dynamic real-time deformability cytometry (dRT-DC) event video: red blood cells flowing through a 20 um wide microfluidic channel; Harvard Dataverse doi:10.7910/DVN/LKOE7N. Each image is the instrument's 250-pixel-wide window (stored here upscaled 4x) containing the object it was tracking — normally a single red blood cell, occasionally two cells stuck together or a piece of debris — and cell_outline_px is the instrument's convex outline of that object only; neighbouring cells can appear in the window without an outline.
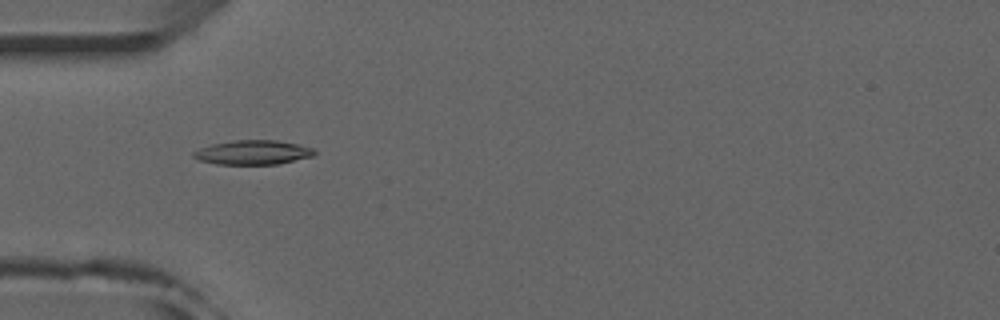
{"species": "common noctule bat (a hibernating species)", "species_latin": "Nyctalus noctula", "temperature_condition": "room temperature", "stored_images_in_passage": 51, "camera_frame_rate_fps": 3000, "um_per_image_px": 0.085, "animal": {"sex": "male", "forearm_length_mm": 52.5}, "frame": {"image": 1, "passage_image": 16, "time_ms": 5.0, "image_size_px": [1000, 320], "cell_outline_px": [[316, 152], [312, 156], [280, 164], [216, 164], [200, 160], [192, 156], [192, 152], [200, 148], [212, 144], [232, 140], [276, 140], [296, 144], [312, 148]], "centroid_in_image_um": [21.47, 12.95], "position_along_channel_um": 63.5, "area_um2": 17.05}}
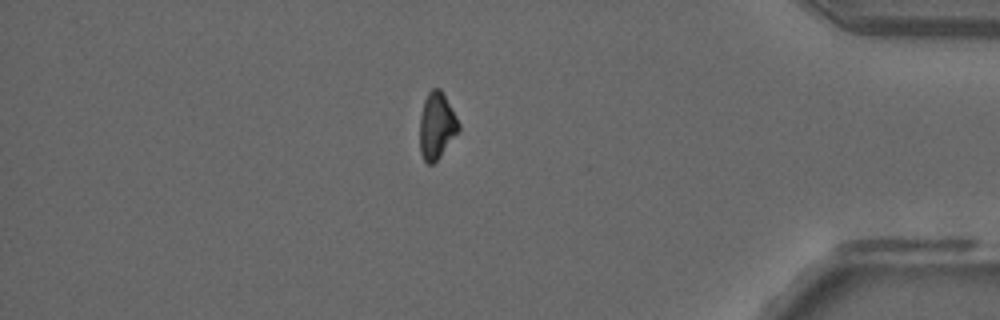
{"frame": {"image": 2, "passage_image": 44, "time_ms": 14.333, "image_size_px": [1000, 320], "cell_outline_px": [[460, 128], [440, 156], [432, 164], [428, 164], [424, 160], [420, 152], [420, 116], [424, 100], [428, 92], [432, 88], [440, 88], [456, 116], [460, 124]], "centroid_in_image_um": [37.1, 10.67], "position_along_channel_um": 398.1, "area_um2": 14.85}}
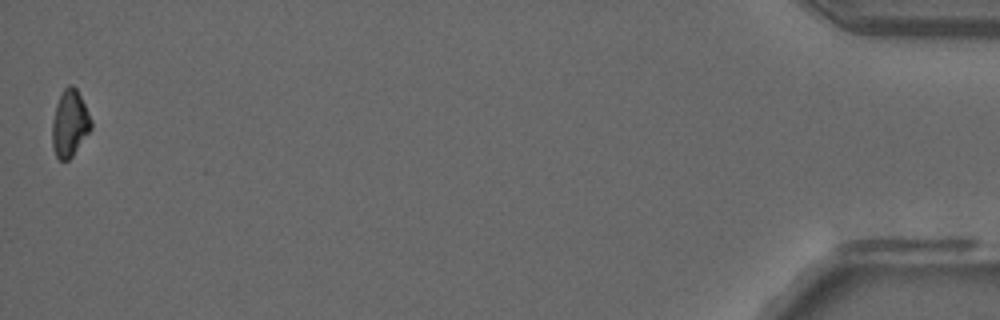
{"frame": {"image": 3, "passage_image": 51, "time_ms": 16.667, "image_size_px": [1000, 320], "cell_outline_px": [[92, 128], [72, 156], [68, 160], [60, 160], [56, 156], [52, 148], [52, 120], [56, 104], [64, 88], [68, 84], [72, 84], [76, 88], [92, 120]], "centroid_in_image_um": [5.92, 10.49], "position_along_channel_um": 429.3, "area_um2": 15.09}, "authors_computed_cell_mechanics": {"area_um2": 16.0684, "velocity_mm_per_s": 3.9867, "shape_relaxation_time_tau1_ms": 7.5662, "shape_relaxation_time_tau2_ms": null, "deformation_change_tau1": 0.1815, "deformation_change_tau2": null}}